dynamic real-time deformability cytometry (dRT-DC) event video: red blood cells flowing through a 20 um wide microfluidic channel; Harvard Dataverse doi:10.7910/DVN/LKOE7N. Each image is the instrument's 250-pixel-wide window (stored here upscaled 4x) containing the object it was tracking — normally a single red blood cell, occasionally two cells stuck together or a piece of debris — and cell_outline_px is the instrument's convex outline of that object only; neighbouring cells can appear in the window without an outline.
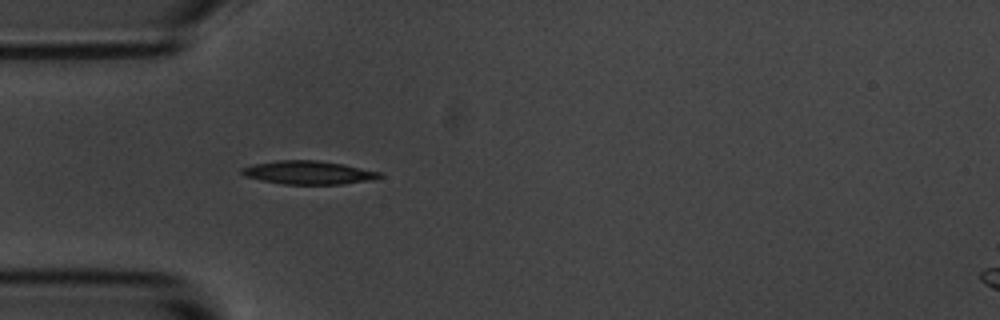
{"species": "common noctule bat (a hibernating species)", "species_latin": "Nyctalus noctula", "temperature_condition": "room temperature", "stored_images_in_passage": 4, "camera_frame_rate_fps": 3000, "um_per_image_px": 0.085, "animal": {"sex": "male", "body_mass_g": 20.1, "forearm_length_mm": 53.5}, "frame": {"image": 1, "passage_image": 4, "time_ms": 3.667, "image_size_px": [1000, 320], "cell_outline_px": [[384, 176], [368, 180], [340, 184], [284, 184], [244, 176], [240, 172], [240, 168], [252, 164], [276, 160], [316, 160], [344, 164], [380, 172]], "centroid_in_image_um": [26.18, 14.65], "position_along_channel_um": 58.8, "area_um2": 18.67}}